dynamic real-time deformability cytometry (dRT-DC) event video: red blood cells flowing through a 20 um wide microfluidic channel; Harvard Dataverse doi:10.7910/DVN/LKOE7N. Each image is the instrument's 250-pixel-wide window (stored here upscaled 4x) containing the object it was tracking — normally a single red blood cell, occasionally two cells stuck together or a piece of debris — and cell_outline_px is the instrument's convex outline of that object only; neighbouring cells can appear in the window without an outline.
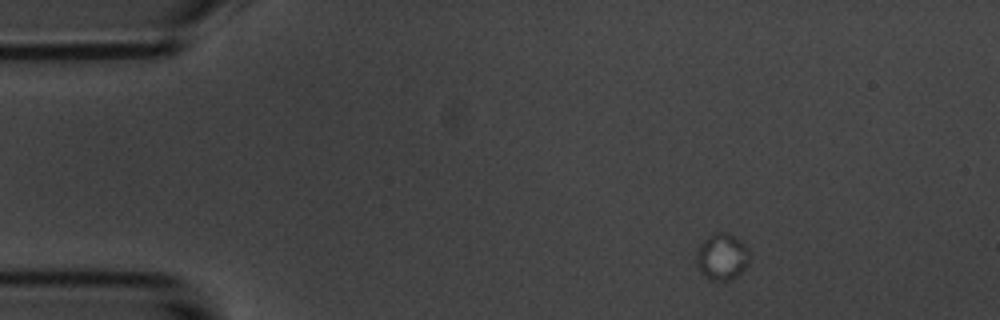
{"species": "common noctule bat (a hibernating species)", "species_latin": "Nyctalus noctula", "temperature_condition": "room temperature", "stored_images_in_passage": 4, "camera_frame_rate_fps": 3000, "um_per_image_px": 0.085, "animal": {"sex": "male", "body_mass_g": 20.1, "forearm_length_mm": 53.5}, "frame": {"image": 1, "passage_image": 1, "time_ms": 0.0, "image_size_px": [1000, 320], "cell_outline_px": [[748, 264], [732, 280], [708, 280], [696, 268], [696, 252], [700, 244], [708, 236], [716, 232], [728, 232], [736, 236], [748, 248]], "centroid_in_image_um": [61.33, 21.82], "position_along_channel_um": 23.7, "area_um2": 14.57}}
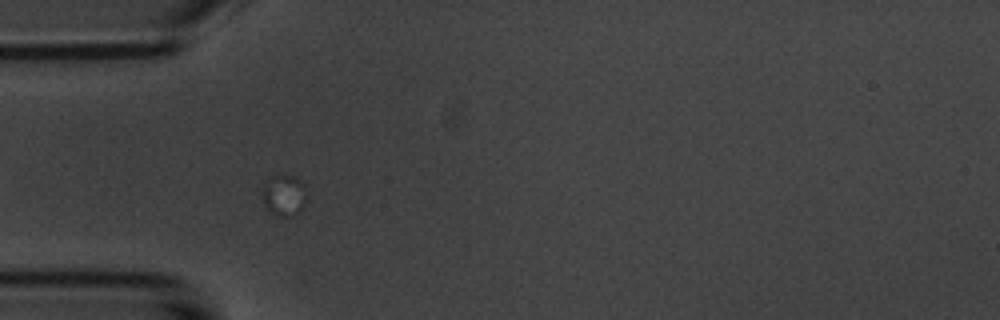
{"frame": {"image": 2, "passage_image": 4, "time_ms": 3.333, "image_size_px": [1000, 320], "cell_outline_px": [[304, 208], [300, 212], [288, 216], [276, 216], [268, 212], [264, 208], [264, 180], [272, 176], [292, 176], [300, 184], [304, 196]], "centroid_in_image_um": [24.06, 16.66], "position_along_channel_um": 60.9, "area_um2": 10.17}}